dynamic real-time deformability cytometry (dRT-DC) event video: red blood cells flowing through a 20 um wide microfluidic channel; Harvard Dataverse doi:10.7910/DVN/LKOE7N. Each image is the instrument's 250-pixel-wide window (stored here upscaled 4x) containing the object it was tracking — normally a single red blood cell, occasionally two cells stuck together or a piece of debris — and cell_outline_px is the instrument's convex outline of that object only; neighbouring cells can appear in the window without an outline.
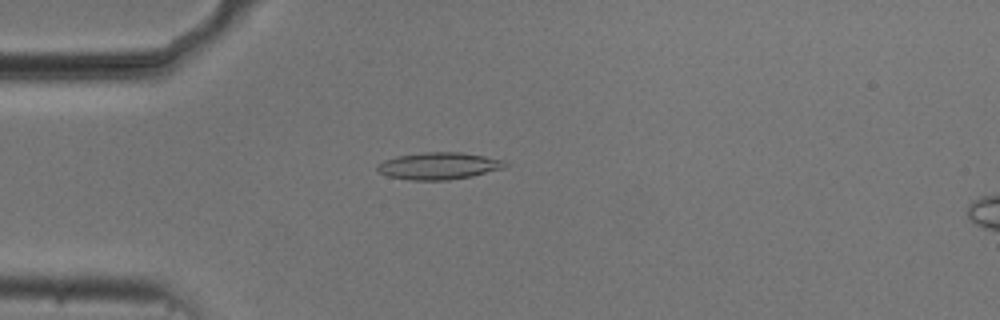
{"species": "common noctule bat (a hibernating species)", "species_latin": "Nyctalus noctula", "temperature_condition": "cold", "stored_images_in_passage": 53, "camera_frame_rate_fps": 3000, "um_per_image_px": 0.085, "animal": {"sex": "male", "body_mass_g": 20.5, "forearm_length_mm": 52.5}, "frame": {"image": 1, "passage_image": 14, "time_ms": 4.333, "image_size_px": [1000, 320], "cell_outline_px": [[508, 164], [504, 168], [472, 176], [448, 180], [408, 180], [388, 176], [380, 172], [376, 168], [376, 164], [384, 160], [400, 156], [424, 152], [460, 152], [484, 156], [504, 160]], "centroid_in_image_um": [37.3, 14.1], "position_along_channel_um": 47.7, "area_um2": 20.06}}
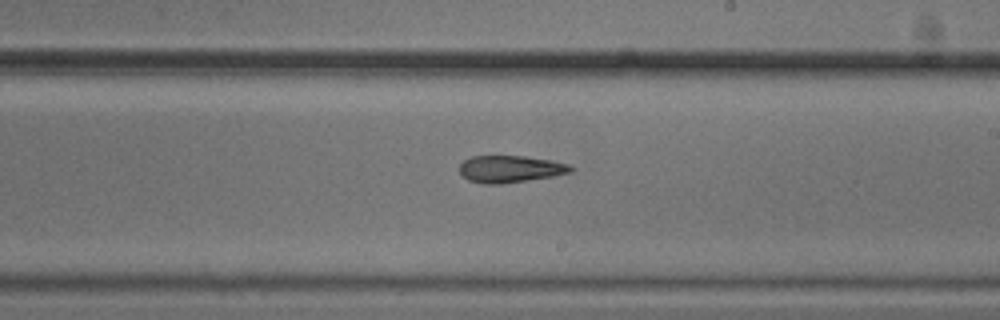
{"frame": {"image": 2, "passage_image": 31, "time_ms": 10.0, "image_size_px": [1000, 320], "cell_outline_px": [[572, 172], [552, 176], [500, 184], [484, 184], [468, 180], [460, 172], [460, 164], [464, 160], [472, 156], [524, 156], [552, 160], [568, 164], [572, 168]], "centroid_in_image_um": [43.35, 14.36], "position_along_channel_um": 245.6, "area_um2": 17.34}}
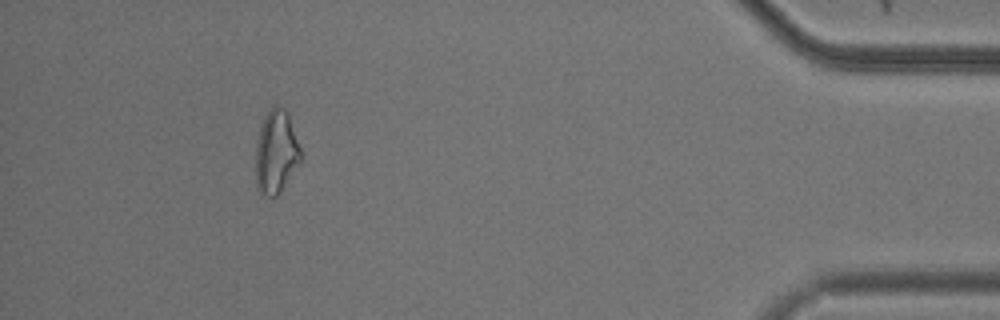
{"frame": {"image": 3, "passage_image": 49, "time_ms": 16.0, "image_size_px": [1000, 320], "cell_outline_px": [[300, 160], [280, 192], [272, 200], [260, 192], [256, 188], [256, 140], [264, 116], [272, 104], [276, 104], [284, 108], [288, 112], [300, 148]], "centroid_in_image_um": [23.44, 12.9], "position_along_channel_um": 411.8, "area_um2": 21.91}, "authors_computed_cell_mechanics": {"area_um2": 18.8428, "velocity_mm_per_s": 3.7393, "shape_relaxation_time_tau1_ms": 3.7166, "shape_relaxation_time_tau2_ms": 7.5291, "deformation_change_tau1": 0.0972, "deformation_change_tau2": 0.1863}}